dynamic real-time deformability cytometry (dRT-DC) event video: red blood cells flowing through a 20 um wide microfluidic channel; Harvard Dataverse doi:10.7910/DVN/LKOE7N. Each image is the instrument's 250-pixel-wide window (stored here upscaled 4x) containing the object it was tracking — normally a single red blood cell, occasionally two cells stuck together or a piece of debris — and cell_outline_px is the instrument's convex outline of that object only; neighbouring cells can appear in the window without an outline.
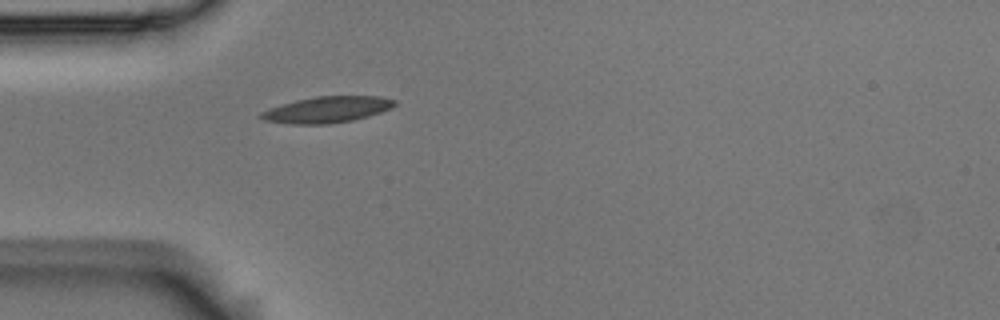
{"species": "Egyptian fruit bat (a non-hibernating species)", "species_latin": "Rousettus aegyptiacus", "temperature_condition": "room temperature", "stored_images_in_passage": 1, "camera_frame_rate_fps": 3000, "um_per_image_px": 0.085, "animal": {"sex": "male"}, "frame": {"image": 1, "passage_image": 1, "time_ms": 0.0, "image_size_px": [1000, 320], "cell_outline_px": [[396, 104], [392, 108], [368, 116], [352, 120], [328, 124], [292, 124], [264, 120], [260, 116], [260, 112], [296, 100], [316, 96], [380, 96], [396, 100]], "centroid_in_image_um": [27.85, 9.31], "position_along_channel_um": 57.2, "area_um2": 20.17}}